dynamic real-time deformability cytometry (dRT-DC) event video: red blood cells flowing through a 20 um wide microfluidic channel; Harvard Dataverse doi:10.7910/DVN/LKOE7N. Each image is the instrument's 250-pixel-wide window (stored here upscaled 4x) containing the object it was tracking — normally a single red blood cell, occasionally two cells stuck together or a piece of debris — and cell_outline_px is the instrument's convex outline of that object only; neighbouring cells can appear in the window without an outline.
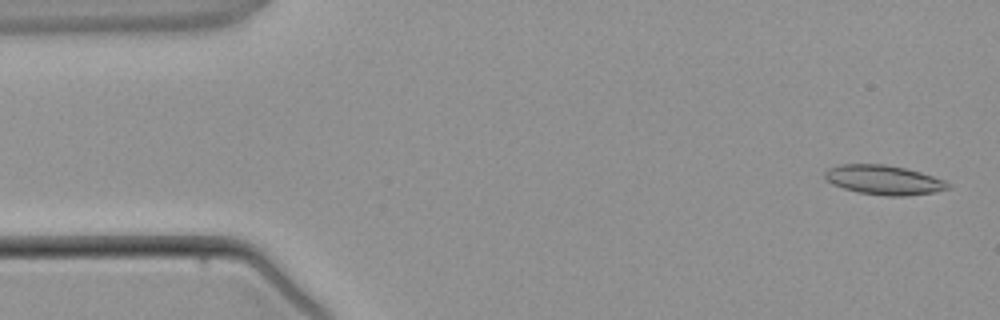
{"species": "common noctule bat (a hibernating species)", "species_latin": "Nyctalus noctula", "temperature_condition": "warm", "stored_images_in_passage": 4, "camera_frame_rate_fps": 3000, "um_per_image_px": 0.085, "animal": {"sex": "male", "body_mass_g": 21.5, "forearm_length_mm": 52.0}, "frame": {"image": 1, "passage_image": 1, "time_ms": 0.0, "image_size_px": [1000, 320], "cell_outline_px": [[952, 188], [936, 192], [908, 196], [888, 196], [860, 192], [844, 188], [832, 184], [824, 180], [824, 172], [828, 168], [840, 164], [884, 164], [904, 168], [920, 172], [944, 180], [952, 184]], "centroid_in_image_um": [75.14, 15.3], "position_along_channel_um": 9.9, "area_um2": 21.27}}
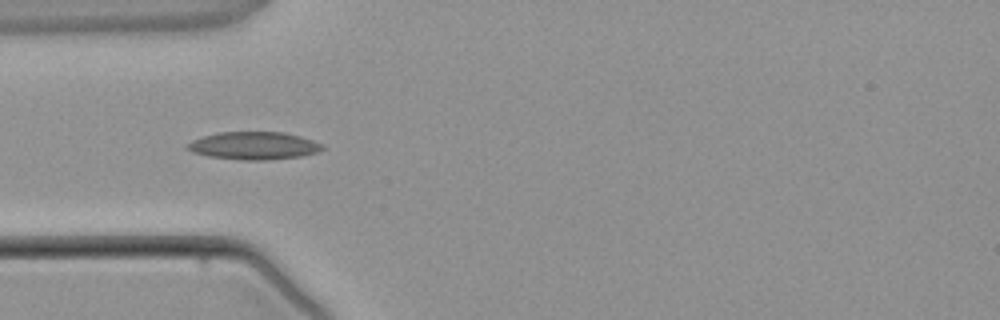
{"frame": {"image": 2, "passage_image": 4, "time_ms": 3.667, "image_size_px": [1000, 320], "cell_outline_px": [[324, 148], [316, 152], [304, 156], [268, 160], [240, 160], [208, 156], [192, 152], [184, 148], [192, 140], [204, 136], [220, 132], [284, 132], [300, 136], [324, 144]], "centroid_in_image_um": [21.58, 12.39], "position_along_channel_um": 63.4, "area_um2": 21.91}}